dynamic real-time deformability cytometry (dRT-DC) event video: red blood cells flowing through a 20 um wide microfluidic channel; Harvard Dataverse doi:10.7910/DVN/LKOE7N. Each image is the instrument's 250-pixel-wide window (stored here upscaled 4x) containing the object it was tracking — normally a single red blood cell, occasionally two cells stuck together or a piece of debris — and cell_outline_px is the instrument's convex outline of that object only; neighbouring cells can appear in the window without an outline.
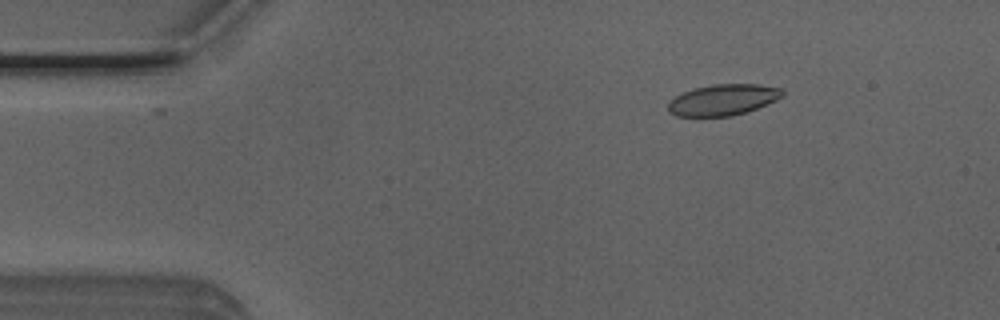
{"species": "Egyptian fruit bat (a non-hibernating species)", "species_latin": "Rousettus aegyptiacus", "temperature_condition": "room temperature", "stored_images_in_passage": 5, "camera_frame_rate_fps": 3000, "um_per_image_px": 0.085, "animal": {"sex": "male"}, "frame": {"image": 1, "passage_image": 4, "time_ms": 1.0, "image_size_px": [1000, 320], "cell_outline_px": [[784, 96], [776, 100], [756, 108], [732, 116], [676, 116], [668, 112], [668, 104], [676, 96], [684, 92], [696, 88], [712, 84], [760, 84], [784, 88]], "centroid_in_image_um": [61.5, 8.47], "position_along_channel_um": 23.5, "area_um2": 20.63}}